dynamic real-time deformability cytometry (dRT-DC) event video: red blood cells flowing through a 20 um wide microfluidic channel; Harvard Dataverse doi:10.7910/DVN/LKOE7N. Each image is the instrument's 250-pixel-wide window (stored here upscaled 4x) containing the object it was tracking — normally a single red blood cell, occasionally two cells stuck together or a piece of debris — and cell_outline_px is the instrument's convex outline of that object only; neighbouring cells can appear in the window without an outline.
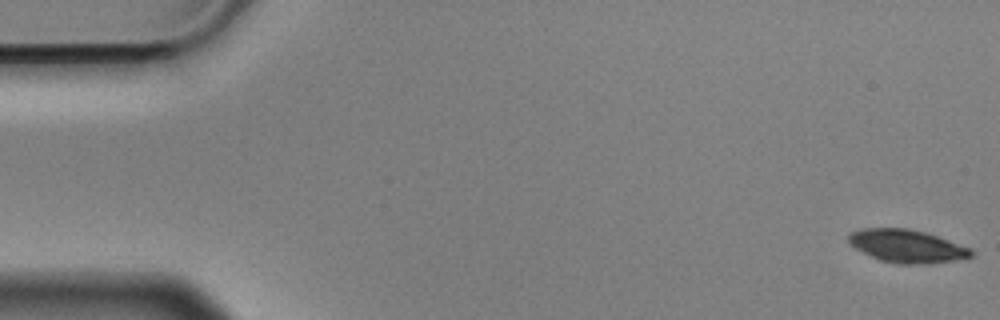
{"species": "Egyptian fruit bat (a non-hibernating species)", "species_latin": "Rousettus aegyptiacus", "temperature_condition": "cold", "stored_images_in_passage": 56, "camera_frame_rate_fps": 3000, "um_per_image_px": 0.085, "animal": {"sex": "male"}, "frame": {"image": 1, "passage_image": 1, "time_ms": 0.0, "image_size_px": [1000, 320], "cell_outline_px": [[972, 256], [952, 260], [908, 264], [904, 264], [880, 260], [856, 248], [848, 240], [848, 236], [852, 232], [860, 228], [912, 228], [928, 232], [972, 248]], "centroid_in_image_um": [77.1, 20.88], "position_along_channel_um": 7.9, "area_um2": 23.18}}
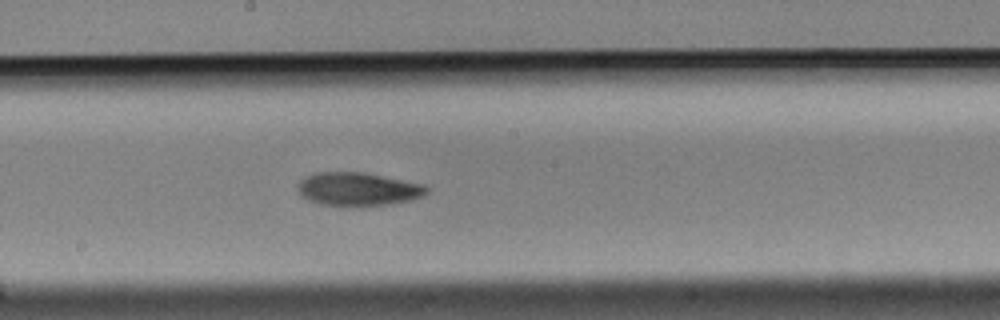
{"frame": {"image": 2, "passage_image": 30, "time_ms": 9.667, "image_size_px": [1000, 320], "cell_outline_px": [[428, 192], [420, 196], [408, 200], [388, 204], [348, 208], [320, 204], [308, 200], [300, 196], [300, 180], [316, 172], [364, 172], [424, 184], [428, 188]], "centroid_in_image_um": [30.41, 16.09], "position_along_channel_um": 217.8, "area_um2": 25.2}}
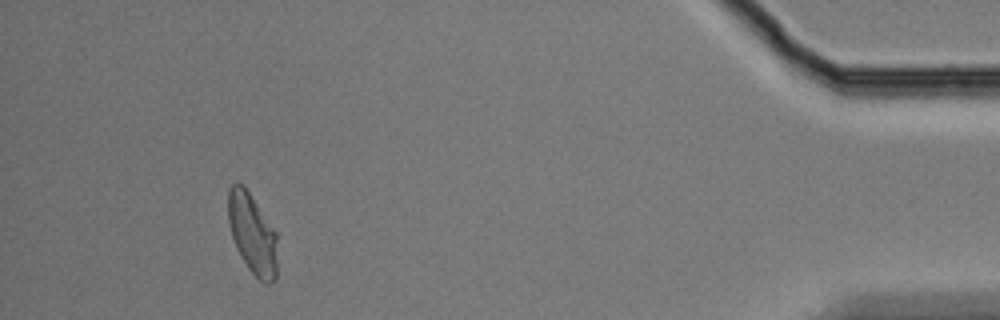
{"frame": {"image": 3, "passage_image": 52, "time_ms": 17.0, "image_size_px": [1000, 320], "cell_outline_px": [[276, 276], [268, 284], [264, 284], [248, 268], [236, 248], [228, 224], [228, 188], [232, 184], [244, 184], [276, 232]], "centroid_in_image_um": [21.43, 19.84], "position_along_channel_um": 413.8, "area_um2": 22.89}, "authors_computed_cell_mechanics": {"area_um2": 24.0448, "velocity_mm_per_s": 3.5579, "shape_relaxation_time_tau1_ms": 4.7278, "shape_relaxation_time_tau2_ms": 6.9582, "deformation_change_tau1": 0.1255, "deformation_change_tau2": 0.125}}